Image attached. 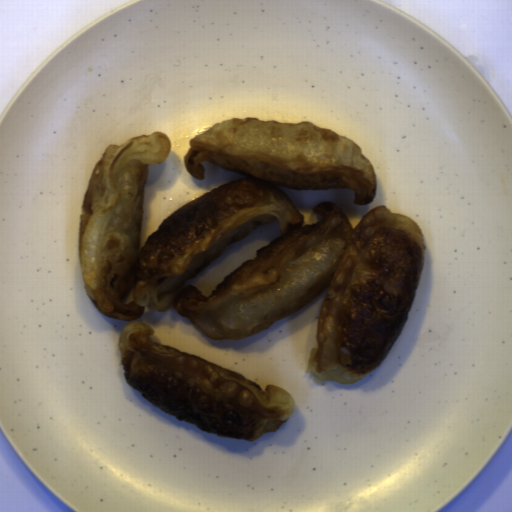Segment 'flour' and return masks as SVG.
Instances as JSON below:
<instances>
[{"mask_svg": "<svg viewBox=\"0 0 512 512\" xmlns=\"http://www.w3.org/2000/svg\"><path fill=\"white\" fill-rule=\"evenodd\" d=\"M186 170L205 180L208 162L245 178L187 202L140 248L149 165L166 161L157 131L110 144L97 160L78 220L85 290L109 318L138 320L146 307L174 306L213 340L257 335L307 306L326 289L306 374L317 384L354 385L385 359L403 331L423 273L426 245L415 220L385 205L353 228L345 210L321 202L305 224L278 186L297 191L347 188L354 205L377 194L372 163L358 144L309 121L233 117L192 137ZM279 218L281 237L257 250L205 297L197 278L227 246Z\"/></svg>", "mask_w": 512, "mask_h": 512, "instance_id": "1", "label": "flour"}, {"mask_svg": "<svg viewBox=\"0 0 512 512\" xmlns=\"http://www.w3.org/2000/svg\"><path fill=\"white\" fill-rule=\"evenodd\" d=\"M141 321L120 330L118 350L127 384L163 412L203 432L255 441L273 433L294 412L291 393L273 384L263 390L234 370L153 341Z\"/></svg>", "mask_w": 512, "mask_h": 512, "instance_id": "2", "label": "flour"}]
</instances>
